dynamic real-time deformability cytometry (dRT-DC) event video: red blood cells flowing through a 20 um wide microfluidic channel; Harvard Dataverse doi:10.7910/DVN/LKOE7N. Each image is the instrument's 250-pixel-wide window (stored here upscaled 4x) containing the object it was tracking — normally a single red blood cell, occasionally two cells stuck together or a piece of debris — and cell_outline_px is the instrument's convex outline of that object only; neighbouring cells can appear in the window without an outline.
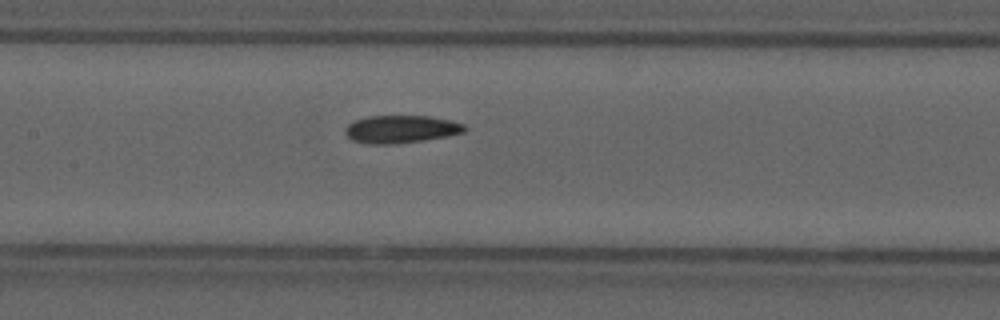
{"species": "common noctule bat (a hibernating species)", "species_latin": "Nyctalus noctula", "temperature_condition": "cold", "stored_images_in_passage": 9, "camera_frame_rate_fps": 3000, "um_per_image_px": 0.085, "animal": {"sex": "male", "forearm_length_mm": 52.5}, "frame": {"image": 1, "passage_image": 9, "time_ms": 2.667, "image_size_px": [1000, 320], "cell_outline_px": [[468, 128], [464, 132], [444, 136], [396, 144], [368, 144], [352, 140], [344, 132], [344, 128], [352, 120], [368, 116], [428, 116], [448, 120], [464, 124]], "centroid_in_image_um": [34.02, 10.97], "position_along_channel_um": 173.4, "area_um2": 19.19}}